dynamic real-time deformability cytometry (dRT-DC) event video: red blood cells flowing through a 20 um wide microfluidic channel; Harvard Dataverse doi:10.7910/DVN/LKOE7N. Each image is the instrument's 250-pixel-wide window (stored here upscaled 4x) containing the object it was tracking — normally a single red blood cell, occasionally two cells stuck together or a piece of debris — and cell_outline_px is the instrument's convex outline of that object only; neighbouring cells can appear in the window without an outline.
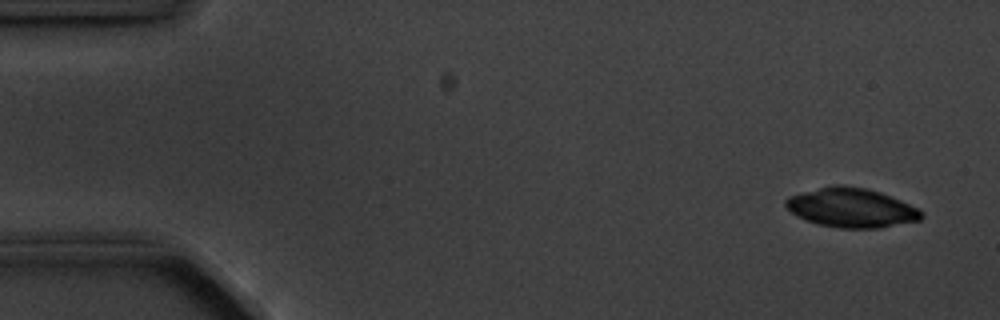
{"species": "common noctule bat (a hibernating species)", "species_latin": "Nyctalus noctula", "temperature_condition": "cold", "stored_images_in_passage": 5, "camera_frame_rate_fps": 3000, "um_per_image_px": 0.085, "animal": {"sex": "male", "body_mass_g": 20.1, "forearm_length_mm": 53.5}, "frame": {"image": 1, "passage_image": 1, "time_ms": 0.0, "image_size_px": [1000, 320], "cell_outline_px": [[924, 216], [920, 220], [880, 228], [840, 228], [816, 224], [804, 220], [792, 212], [784, 204], [784, 200], [788, 196], [836, 184], [844, 184], [868, 188], [880, 192], [900, 200], [924, 212]], "centroid_in_image_um": [72.36, 17.66], "position_along_channel_um": 12.6, "area_um2": 31.1}}